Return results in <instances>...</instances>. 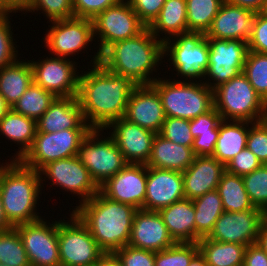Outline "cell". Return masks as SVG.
<instances>
[{
  "mask_svg": "<svg viewBox=\"0 0 267 266\" xmlns=\"http://www.w3.org/2000/svg\"><path fill=\"white\" fill-rule=\"evenodd\" d=\"M79 75L77 100L86 123L92 129H104L124 117L133 90L138 86L130 78L107 71L101 64Z\"/></svg>",
  "mask_w": 267,
  "mask_h": 266,
  "instance_id": "obj_1",
  "label": "cell"
},
{
  "mask_svg": "<svg viewBox=\"0 0 267 266\" xmlns=\"http://www.w3.org/2000/svg\"><path fill=\"white\" fill-rule=\"evenodd\" d=\"M137 209L112 201L100 192L76 206L73 213L88 228L104 253H114L128 245Z\"/></svg>",
  "mask_w": 267,
  "mask_h": 266,
  "instance_id": "obj_2",
  "label": "cell"
},
{
  "mask_svg": "<svg viewBox=\"0 0 267 266\" xmlns=\"http://www.w3.org/2000/svg\"><path fill=\"white\" fill-rule=\"evenodd\" d=\"M157 39L146 27L135 37L109 45L101 53L100 64L113 74L130 78L138 86L152 85L157 78L149 75L164 59L163 41Z\"/></svg>",
  "mask_w": 267,
  "mask_h": 266,
  "instance_id": "obj_3",
  "label": "cell"
},
{
  "mask_svg": "<svg viewBox=\"0 0 267 266\" xmlns=\"http://www.w3.org/2000/svg\"><path fill=\"white\" fill-rule=\"evenodd\" d=\"M0 165V196L9 223L16 227L42 218L35 212L43 178L39 172L11 160Z\"/></svg>",
  "mask_w": 267,
  "mask_h": 266,
  "instance_id": "obj_4",
  "label": "cell"
},
{
  "mask_svg": "<svg viewBox=\"0 0 267 266\" xmlns=\"http://www.w3.org/2000/svg\"><path fill=\"white\" fill-rule=\"evenodd\" d=\"M151 86L160 96L166 117L192 120L214 108L213 90L204 82L158 78Z\"/></svg>",
  "mask_w": 267,
  "mask_h": 266,
  "instance_id": "obj_5",
  "label": "cell"
},
{
  "mask_svg": "<svg viewBox=\"0 0 267 266\" xmlns=\"http://www.w3.org/2000/svg\"><path fill=\"white\" fill-rule=\"evenodd\" d=\"M213 100L222 120L255 123L267 119V104L243 72L213 89Z\"/></svg>",
  "mask_w": 267,
  "mask_h": 266,
  "instance_id": "obj_6",
  "label": "cell"
},
{
  "mask_svg": "<svg viewBox=\"0 0 267 266\" xmlns=\"http://www.w3.org/2000/svg\"><path fill=\"white\" fill-rule=\"evenodd\" d=\"M100 131L103 130L91 129L81 141L77 153L79 161L99 187L128 164L111 136L99 140Z\"/></svg>",
  "mask_w": 267,
  "mask_h": 266,
  "instance_id": "obj_7",
  "label": "cell"
},
{
  "mask_svg": "<svg viewBox=\"0 0 267 266\" xmlns=\"http://www.w3.org/2000/svg\"><path fill=\"white\" fill-rule=\"evenodd\" d=\"M91 129H65L54 133L36 132L32 146L19 161L36 171L44 165L77 156L81 141Z\"/></svg>",
  "mask_w": 267,
  "mask_h": 266,
  "instance_id": "obj_8",
  "label": "cell"
},
{
  "mask_svg": "<svg viewBox=\"0 0 267 266\" xmlns=\"http://www.w3.org/2000/svg\"><path fill=\"white\" fill-rule=\"evenodd\" d=\"M92 22L94 36L98 35L100 38L99 51L93 57V65L100 64L101 53L109 45L135 37L146 28L128 0H121L118 4L107 8Z\"/></svg>",
  "mask_w": 267,
  "mask_h": 266,
  "instance_id": "obj_9",
  "label": "cell"
},
{
  "mask_svg": "<svg viewBox=\"0 0 267 266\" xmlns=\"http://www.w3.org/2000/svg\"><path fill=\"white\" fill-rule=\"evenodd\" d=\"M71 221H58L61 266H94L104 254L88 228L72 212Z\"/></svg>",
  "mask_w": 267,
  "mask_h": 266,
  "instance_id": "obj_10",
  "label": "cell"
},
{
  "mask_svg": "<svg viewBox=\"0 0 267 266\" xmlns=\"http://www.w3.org/2000/svg\"><path fill=\"white\" fill-rule=\"evenodd\" d=\"M177 37V38H176ZM174 43L169 38L163 42L164 56L170 53L171 65L178 73L189 79L206 77L208 69L209 48L204 33L187 32L174 36ZM170 40V41H169Z\"/></svg>",
  "mask_w": 267,
  "mask_h": 266,
  "instance_id": "obj_11",
  "label": "cell"
},
{
  "mask_svg": "<svg viewBox=\"0 0 267 266\" xmlns=\"http://www.w3.org/2000/svg\"><path fill=\"white\" fill-rule=\"evenodd\" d=\"M207 40L209 59L206 76L216 83L206 81L205 84L213 90L243 72L248 45L241 40Z\"/></svg>",
  "mask_w": 267,
  "mask_h": 266,
  "instance_id": "obj_12",
  "label": "cell"
},
{
  "mask_svg": "<svg viewBox=\"0 0 267 266\" xmlns=\"http://www.w3.org/2000/svg\"><path fill=\"white\" fill-rule=\"evenodd\" d=\"M43 219L15 228L22 239L31 266H61L58 245V221Z\"/></svg>",
  "mask_w": 267,
  "mask_h": 266,
  "instance_id": "obj_13",
  "label": "cell"
},
{
  "mask_svg": "<svg viewBox=\"0 0 267 266\" xmlns=\"http://www.w3.org/2000/svg\"><path fill=\"white\" fill-rule=\"evenodd\" d=\"M267 214L259 208L240 212L224 211L208 236L216 242L249 246L257 242L263 220Z\"/></svg>",
  "mask_w": 267,
  "mask_h": 266,
  "instance_id": "obj_14",
  "label": "cell"
},
{
  "mask_svg": "<svg viewBox=\"0 0 267 266\" xmlns=\"http://www.w3.org/2000/svg\"><path fill=\"white\" fill-rule=\"evenodd\" d=\"M39 175H46L52 185L62 187L65 191L81 196L80 204L90 200L99 192V186L92 179L88 169L77 156L59 159L44 165Z\"/></svg>",
  "mask_w": 267,
  "mask_h": 266,
  "instance_id": "obj_15",
  "label": "cell"
},
{
  "mask_svg": "<svg viewBox=\"0 0 267 266\" xmlns=\"http://www.w3.org/2000/svg\"><path fill=\"white\" fill-rule=\"evenodd\" d=\"M52 24L44 41L54 56L66 58L76 54L84 50L94 38L93 22L90 19L72 17L52 21Z\"/></svg>",
  "mask_w": 267,
  "mask_h": 266,
  "instance_id": "obj_16",
  "label": "cell"
},
{
  "mask_svg": "<svg viewBox=\"0 0 267 266\" xmlns=\"http://www.w3.org/2000/svg\"><path fill=\"white\" fill-rule=\"evenodd\" d=\"M33 81L56 97H77L79 76L76 65L67 58L46 57L43 61H31Z\"/></svg>",
  "mask_w": 267,
  "mask_h": 266,
  "instance_id": "obj_17",
  "label": "cell"
},
{
  "mask_svg": "<svg viewBox=\"0 0 267 266\" xmlns=\"http://www.w3.org/2000/svg\"><path fill=\"white\" fill-rule=\"evenodd\" d=\"M147 166L127 164L116 175L106 180L99 192L106 198L142 209L146 196Z\"/></svg>",
  "mask_w": 267,
  "mask_h": 266,
  "instance_id": "obj_18",
  "label": "cell"
},
{
  "mask_svg": "<svg viewBox=\"0 0 267 266\" xmlns=\"http://www.w3.org/2000/svg\"><path fill=\"white\" fill-rule=\"evenodd\" d=\"M113 128L114 139L128 164H147L155 133L131 123L125 118L112 121L106 128Z\"/></svg>",
  "mask_w": 267,
  "mask_h": 266,
  "instance_id": "obj_19",
  "label": "cell"
},
{
  "mask_svg": "<svg viewBox=\"0 0 267 266\" xmlns=\"http://www.w3.org/2000/svg\"><path fill=\"white\" fill-rule=\"evenodd\" d=\"M183 198L182 172L147 167L146 196L142 209L158 212Z\"/></svg>",
  "mask_w": 267,
  "mask_h": 266,
  "instance_id": "obj_20",
  "label": "cell"
},
{
  "mask_svg": "<svg viewBox=\"0 0 267 266\" xmlns=\"http://www.w3.org/2000/svg\"><path fill=\"white\" fill-rule=\"evenodd\" d=\"M123 118L155 134L160 133L166 116L158 92L151 85L137 86L129 97Z\"/></svg>",
  "mask_w": 267,
  "mask_h": 266,
  "instance_id": "obj_21",
  "label": "cell"
},
{
  "mask_svg": "<svg viewBox=\"0 0 267 266\" xmlns=\"http://www.w3.org/2000/svg\"><path fill=\"white\" fill-rule=\"evenodd\" d=\"M174 244L159 212L144 209L136 211L129 246L159 252Z\"/></svg>",
  "mask_w": 267,
  "mask_h": 266,
  "instance_id": "obj_22",
  "label": "cell"
},
{
  "mask_svg": "<svg viewBox=\"0 0 267 266\" xmlns=\"http://www.w3.org/2000/svg\"><path fill=\"white\" fill-rule=\"evenodd\" d=\"M254 16V12L224 0L205 36L219 40L248 42L252 34Z\"/></svg>",
  "mask_w": 267,
  "mask_h": 266,
  "instance_id": "obj_23",
  "label": "cell"
},
{
  "mask_svg": "<svg viewBox=\"0 0 267 266\" xmlns=\"http://www.w3.org/2000/svg\"><path fill=\"white\" fill-rule=\"evenodd\" d=\"M225 172V165L213 156H195L193 163L182 172L185 198L193 200L217 190Z\"/></svg>",
  "mask_w": 267,
  "mask_h": 266,
  "instance_id": "obj_24",
  "label": "cell"
},
{
  "mask_svg": "<svg viewBox=\"0 0 267 266\" xmlns=\"http://www.w3.org/2000/svg\"><path fill=\"white\" fill-rule=\"evenodd\" d=\"M37 131L54 133L65 129H92L85 121L77 97H57L36 121Z\"/></svg>",
  "mask_w": 267,
  "mask_h": 266,
  "instance_id": "obj_25",
  "label": "cell"
},
{
  "mask_svg": "<svg viewBox=\"0 0 267 266\" xmlns=\"http://www.w3.org/2000/svg\"><path fill=\"white\" fill-rule=\"evenodd\" d=\"M158 212L175 243H195V207L192 200L183 198Z\"/></svg>",
  "mask_w": 267,
  "mask_h": 266,
  "instance_id": "obj_26",
  "label": "cell"
},
{
  "mask_svg": "<svg viewBox=\"0 0 267 266\" xmlns=\"http://www.w3.org/2000/svg\"><path fill=\"white\" fill-rule=\"evenodd\" d=\"M194 158L192 147L171 142L158 133L153 140L146 166L183 172L193 163Z\"/></svg>",
  "mask_w": 267,
  "mask_h": 266,
  "instance_id": "obj_27",
  "label": "cell"
},
{
  "mask_svg": "<svg viewBox=\"0 0 267 266\" xmlns=\"http://www.w3.org/2000/svg\"><path fill=\"white\" fill-rule=\"evenodd\" d=\"M248 124L251 126L252 122L222 120L219 124V135L213 157L226 166L235 155L245 149L249 132Z\"/></svg>",
  "mask_w": 267,
  "mask_h": 266,
  "instance_id": "obj_28",
  "label": "cell"
},
{
  "mask_svg": "<svg viewBox=\"0 0 267 266\" xmlns=\"http://www.w3.org/2000/svg\"><path fill=\"white\" fill-rule=\"evenodd\" d=\"M33 82V68L29 62L14 61L0 69V94L12 108Z\"/></svg>",
  "mask_w": 267,
  "mask_h": 266,
  "instance_id": "obj_29",
  "label": "cell"
},
{
  "mask_svg": "<svg viewBox=\"0 0 267 266\" xmlns=\"http://www.w3.org/2000/svg\"><path fill=\"white\" fill-rule=\"evenodd\" d=\"M148 28L158 39L160 31L167 34L168 37L165 35V38H160L163 42L169 37L173 38L179 34L187 33L186 0H166L158 17Z\"/></svg>",
  "mask_w": 267,
  "mask_h": 266,
  "instance_id": "obj_30",
  "label": "cell"
},
{
  "mask_svg": "<svg viewBox=\"0 0 267 266\" xmlns=\"http://www.w3.org/2000/svg\"><path fill=\"white\" fill-rule=\"evenodd\" d=\"M37 131L36 121L30 117L18 114L10 109L0 119V134L21 145L17 156L12 160L21 159L32 146Z\"/></svg>",
  "mask_w": 267,
  "mask_h": 266,
  "instance_id": "obj_31",
  "label": "cell"
},
{
  "mask_svg": "<svg viewBox=\"0 0 267 266\" xmlns=\"http://www.w3.org/2000/svg\"><path fill=\"white\" fill-rule=\"evenodd\" d=\"M199 253L208 266H243L247 246L237 243L216 242L208 237L198 242Z\"/></svg>",
  "mask_w": 267,
  "mask_h": 266,
  "instance_id": "obj_32",
  "label": "cell"
},
{
  "mask_svg": "<svg viewBox=\"0 0 267 266\" xmlns=\"http://www.w3.org/2000/svg\"><path fill=\"white\" fill-rule=\"evenodd\" d=\"M192 202L195 207V243H197L201 238L210 235L224 208L217 190L197 197Z\"/></svg>",
  "mask_w": 267,
  "mask_h": 266,
  "instance_id": "obj_33",
  "label": "cell"
},
{
  "mask_svg": "<svg viewBox=\"0 0 267 266\" xmlns=\"http://www.w3.org/2000/svg\"><path fill=\"white\" fill-rule=\"evenodd\" d=\"M217 191L222 200L224 211L240 212L256 209L244 187L242 176L228 173L223 174L217 186Z\"/></svg>",
  "mask_w": 267,
  "mask_h": 266,
  "instance_id": "obj_34",
  "label": "cell"
},
{
  "mask_svg": "<svg viewBox=\"0 0 267 266\" xmlns=\"http://www.w3.org/2000/svg\"><path fill=\"white\" fill-rule=\"evenodd\" d=\"M57 97L34 81L11 108L14 112L37 121Z\"/></svg>",
  "mask_w": 267,
  "mask_h": 266,
  "instance_id": "obj_35",
  "label": "cell"
},
{
  "mask_svg": "<svg viewBox=\"0 0 267 266\" xmlns=\"http://www.w3.org/2000/svg\"><path fill=\"white\" fill-rule=\"evenodd\" d=\"M224 0H186L188 32L206 33Z\"/></svg>",
  "mask_w": 267,
  "mask_h": 266,
  "instance_id": "obj_36",
  "label": "cell"
},
{
  "mask_svg": "<svg viewBox=\"0 0 267 266\" xmlns=\"http://www.w3.org/2000/svg\"><path fill=\"white\" fill-rule=\"evenodd\" d=\"M0 263L7 266H31L15 227L0 233Z\"/></svg>",
  "mask_w": 267,
  "mask_h": 266,
  "instance_id": "obj_37",
  "label": "cell"
},
{
  "mask_svg": "<svg viewBox=\"0 0 267 266\" xmlns=\"http://www.w3.org/2000/svg\"><path fill=\"white\" fill-rule=\"evenodd\" d=\"M243 73L256 93L267 104V54L248 51Z\"/></svg>",
  "mask_w": 267,
  "mask_h": 266,
  "instance_id": "obj_38",
  "label": "cell"
},
{
  "mask_svg": "<svg viewBox=\"0 0 267 266\" xmlns=\"http://www.w3.org/2000/svg\"><path fill=\"white\" fill-rule=\"evenodd\" d=\"M198 253V243H175L167 249L156 252L155 266H189Z\"/></svg>",
  "mask_w": 267,
  "mask_h": 266,
  "instance_id": "obj_39",
  "label": "cell"
},
{
  "mask_svg": "<svg viewBox=\"0 0 267 266\" xmlns=\"http://www.w3.org/2000/svg\"><path fill=\"white\" fill-rule=\"evenodd\" d=\"M244 187L254 207L267 214V164H262L242 177Z\"/></svg>",
  "mask_w": 267,
  "mask_h": 266,
  "instance_id": "obj_40",
  "label": "cell"
},
{
  "mask_svg": "<svg viewBox=\"0 0 267 266\" xmlns=\"http://www.w3.org/2000/svg\"><path fill=\"white\" fill-rule=\"evenodd\" d=\"M159 134L176 144L193 146L194 137L190 131V120L166 117Z\"/></svg>",
  "mask_w": 267,
  "mask_h": 266,
  "instance_id": "obj_41",
  "label": "cell"
},
{
  "mask_svg": "<svg viewBox=\"0 0 267 266\" xmlns=\"http://www.w3.org/2000/svg\"><path fill=\"white\" fill-rule=\"evenodd\" d=\"M39 9L51 22L74 17L72 0H33L29 12Z\"/></svg>",
  "mask_w": 267,
  "mask_h": 266,
  "instance_id": "obj_42",
  "label": "cell"
},
{
  "mask_svg": "<svg viewBox=\"0 0 267 266\" xmlns=\"http://www.w3.org/2000/svg\"><path fill=\"white\" fill-rule=\"evenodd\" d=\"M9 14H0V69L16 61L18 57L12 38Z\"/></svg>",
  "mask_w": 267,
  "mask_h": 266,
  "instance_id": "obj_43",
  "label": "cell"
},
{
  "mask_svg": "<svg viewBox=\"0 0 267 266\" xmlns=\"http://www.w3.org/2000/svg\"><path fill=\"white\" fill-rule=\"evenodd\" d=\"M246 147L256 155L262 164H267V119L252 123Z\"/></svg>",
  "mask_w": 267,
  "mask_h": 266,
  "instance_id": "obj_44",
  "label": "cell"
},
{
  "mask_svg": "<svg viewBox=\"0 0 267 266\" xmlns=\"http://www.w3.org/2000/svg\"><path fill=\"white\" fill-rule=\"evenodd\" d=\"M121 266H155L156 252L124 246L114 252Z\"/></svg>",
  "mask_w": 267,
  "mask_h": 266,
  "instance_id": "obj_45",
  "label": "cell"
},
{
  "mask_svg": "<svg viewBox=\"0 0 267 266\" xmlns=\"http://www.w3.org/2000/svg\"><path fill=\"white\" fill-rule=\"evenodd\" d=\"M261 165V161L246 147L235 155L225 167L228 173L243 177L258 169Z\"/></svg>",
  "mask_w": 267,
  "mask_h": 266,
  "instance_id": "obj_46",
  "label": "cell"
},
{
  "mask_svg": "<svg viewBox=\"0 0 267 266\" xmlns=\"http://www.w3.org/2000/svg\"><path fill=\"white\" fill-rule=\"evenodd\" d=\"M248 51L267 54V12L256 13L252 25V34L248 42Z\"/></svg>",
  "mask_w": 267,
  "mask_h": 266,
  "instance_id": "obj_47",
  "label": "cell"
},
{
  "mask_svg": "<svg viewBox=\"0 0 267 266\" xmlns=\"http://www.w3.org/2000/svg\"><path fill=\"white\" fill-rule=\"evenodd\" d=\"M121 0H72L74 17L93 20L107 8L118 4Z\"/></svg>",
  "mask_w": 267,
  "mask_h": 266,
  "instance_id": "obj_48",
  "label": "cell"
},
{
  "mask_svg": "<svg viewBox=\"0 0 267 266\" xmlns=\"http://www.w3.org/2000/svg\"><path fill=\"white\" fill-rule=\"evenodd\" d=\"M140 21L149 27L158 17L166 0H128Z\"/></svg>",
  "mask_w": 267,
  "mask_h": 266,
  "instance_id": "obj_49",
  "label": "cell"
},
{
  "mask_svg": "<svg viewBox=\"0 0 267 266\" xmlns=\"http://www.w3.org/2000/svg\"><path fill=\"white\" fill-rule=\"evenodd\" d=\"M221 121V115L215 108H213L207 113L190 120V131L192 136L196 138L201 134L212 133L219 127Z\"/></svg>",
  "mask_w": 267,
  "mask_h": 266,
  "instance_id": "obj_50",
  "label": "cell"
},
{
  "mask_svg": "<svg viewBox=\"0 0 267 266\" xmlns=\"http://www.w3.org/2000/svg\"><path fill=\"white\" fill-rule=\"evenodd\" d=\"M219 135V127L212 133H205L194 138L192 150L195 156H213Z\"/></svg>",
  "mask_w": 267,
  "mask_h": 266,
  "instance_id": "obj_51",
  "label": "cell"
},
{
  "mask_svg": "<svg viewBox=\"0 0 267 266\" xmlns=\"http://www.w3.org/2000/svg\"><path fill=\"white\" fill-rule=\"evenodd\" d=\"M243 266H267V255L257 243L247 246Z\"/></svg>",
  "mask_w": 267,
  "mask_h": 266,
  "instance_id": "obj_52",
  "label": "cell"
},
{
  "mask_svg": "<svg viewBox=\"0 0 267 266\" xmlns=\"http://www.w3.org/2000/svg\"><path fill=\"white\" fill-rule=\"evenodd\" d=\"M225 1L232 5H237L241 8L250 10L255 14L265 11L266 0H225Z\"/></svg>",
  "mask_w": 267,
  "mask_h": 266,
  "instance_id": "obj_53",
  "label": "cell"
},
{
  "mask_svg": "<svg viewBox=\"0 0 267 266\" xmlns=\"http://www.w3.org/2000/svg\"><path fill=\"white\" fill-rule=\"evenodd\" d=\"M33 0H1L2 6L8 13L29 11Z\"/></svg>",
  "mask_w": 267,
  "mask_h": 266,
  "instance_id": "obj_54",
  "label": "cell"
},
{
  "mask_svg": "<svg viewBox=\"0 0 267 266\" xmlns=\"http://www.w3.org/2000/svg\"><path fill=\"white\" fill-rule=\"evenodd\" d=\"M94 266H121V263L114 253H104Z\"/></svg>",
  "mask_w": 267,
  "mask_h": 266,
  "instance_id": "obj_55",
  "label": "cell"
},
{
  "mask_svg": "<svg viewBox=\"0 0 267 266\" xmlns=\"http://www.w3.org/2000/svg\"><path fill=\"white\" fill-rule=\"evenodd\" d=\"M267 255V217L263 220L256 242Z\"/></svg>",
  "mask_w": 267,
  "mask_h": 266,
  "instance_id": "obj_56",
  "label": "cell"
},
{
  "mask_svg": "<svg viewBox=\"0 0 267 266\" xmlns=\"http://www.w3.org/2000/svg\"><path fill=\"white\" fill-rule=\"evenodd\" d=\"M11 228H13V226L9 223L6 217L4 206L0 196V233L9 230Z\"/></svg>",
  "mask_w": 267,
  "mask_h": 266,
  "instance_id": "obj_57",
  "label": "cell"
},
{
  "mask_svg": "<svg viewBox=\"0 0 267 266\" xmlns=\"http://www.w3.org/2000/svg\"><path fill=\"white\" fill-rule=\"evenodd\" d=\"M189 266H208L204 257L198 253L190 262Z\"/></svg>",
  "mask_w": 267,
  "mask_h": 266,
  "instance_id": "obj_58",
  "label": "cell"
},
{
  "mask_svg": "<svg viewBox=\"0 0 267 266\" xmlns=\"http://www.w3.org/2000/svg\"><path fill=\"white\" fill-rule=\"evenodd\" d=\"M11 109L4 97L0 94V119Z\"/></svg>",
  "mask_w": 267,
  "mask_h": 266,
  "instance_id": "obj_59",
  "label": "cell"
},
{
  "mask_svg": "<svg viewBox=\"0 0 267 266\" xmlns=\"http://www.w3.org/2000/svg\"><path fill=\"white\" fill-rule=\"evenodd\" d=\"M8 13L4 7L2 6L1 0H0V14Z\"/></svg>",
  "mask_w": 267,
  "mask_h": 266,
  "instance_id": "obj_60",
  "label": "cell"
},
{
  "mask_svg": "<svg viewBox=\"0 0 267 266\" xmlns=\"http://www.w3.org/2000/svg\"><path fill=\"white\" fill-rule=\"evenodd\" d=\"M265 11L267 12V0H266V5H265Z\"/></svg>",
  "mask_w": 267,
  "mask_h": 266,
  "instance_id": "obj_61",
  "label": "cell"
}]
</instances>
